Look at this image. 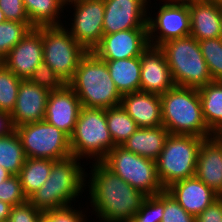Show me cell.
<instances>
[{"mask_svg": "<svg viewBox=\"0 0 222 222\" xmlns=\"http://www.w3.org/2000/svg\"><path fill=\"white\" fill-rule=\"evenodd\" d=\"M0 200L11 206L22 204L28 200L24 195L18 175H13L0 183Z\"/></svg>", "mask_w": 222, "mask_h": 222, "instance_id": "d590c367", "label": "cell"}, {"mask_svg": "<svg viewBox=\"0 0 222 222\" xmlns=\"http://www.w3.org/2000/svg\"><path fill=\"white\" fill-rule=\"evenodd\" d=\"M42 213L27 200L22 204L12 206L9 222H38Z\"/></svg>", "mask_w": 222, "mask_h": 222, "instance_id": "74e56055", "label": "cell"}, {"mask_svg": "<svg viewBox=\"0 0 222 222\" xmlns=\"http://www.w3.org/2000/svg\"><path fill=\"white\" fill-rule=\"evenodd\" d=\"M160 98L162 125L170 134L214 136L204 121L198 89L174 86Z\"/></svg>", "mask_w": 222, "mask_h": 222, "instance_id": "277c9868", "label": "cell"}, {"mask_svg": "<svg viewBox=\"0 0 222 222\" xmlns=\"http://www.w3.org/2000/svg\"><path fill=\"white\" fill-rule=\"evenodd\" d=\"M106 121L115 146H121L139 128L121 105L106 109Z\"/></svg>", "mask_w": 222, "mask_h": 222, "instance_id": "f1b7e54d", "label": "cell"}, {"mask_svg": "<svg viewBox=\"0 0 222 222\" xmlns=\"http://www.w3.org/2000/svg\"><path fill=\"white\" fill-rule=\"evenodd\" d=\"M25 11L34 27L61 26L65 15L64 0H23ZM65 11V13H64Z\"/></svg>", "mask_w": 222, "mask_h": 222, "instance_id": "cb8c5ba5", "label": "cell"}, {"mask_svg": "<svg viewBox=\"0 0 222 222\" xmlns=\"http://www.w3.org/2000/svg\"><path fill=\"white\" fill-rule=\"evenodd\" d=\"M159 48L165 54L175 86L200 89L213 81L194 37L174 38Z\"/></svg>", "mask_w": 222, "mask_h": 222, "instance_id": "5b68a950", "label": "cell"}, {"mask_svg": "<svg viewBox=\"0 0 222 222\" xmlns=\"http://www.w3.org/2000/svg\"><path fill=\"white\" fill-rule=\"evenodd\" d=\"M15 131L26 158L58 161L72 156L70 138L45 120L18 126Z\"/></svg>", "mask_w": 222, "mask_h": 222, "instance_id": "8fae6325", "label": "cell"}, {"mask_svg": "<svg viewBox=\"0 0 222 222\" xmlns=\"http://www.w3.org/2000/svg\"><path fill=\"white\" fill-rule=\"evenodd\" d=\"M220 38L222 39V22H221V33H220Z\"/></svg>", "mask_w": 222, "mask_h": 222, "instance_id": "c3c4849f", "label": "cell"}, {"mask_svg": "<svg viewBox=\"0 0 222 222\" xmlns=\"http://www.w3.org/2000/svg\"><path fill=\"white\" fill-rule=\"evenodd\" d=\"M164 212V191L147 196L134 218L128 222H161Z\"/></svg>", "mask_w": 222, "mask_h": 222, "instance_id": "d6a6232c", "label": "cell"}, {"mask_svg": "<svg viewBox=\"0 0 222 222\" xmlns=\"http://www.w3.org/2000/svg\"><path fill=\"white\" fill-rule=\"evenodd\" d=\"M87 165L89 167L86 171L90 172H86L88 198L85 200L90 201L88 210L91 216L94 214L98 222L131 221L147 195L130 186L102 162H91Z\"/></svg>", "mask_w": 222, "mask_h": 222, "instance_id": "6da1fadb", "label": "cell"}, {"mask_svg": "<svg viewBox=\"0 0 222 222\" xmlns=\"http://www.w3.org/2000/svg\"><path fill=\"white\" fill-rule=\"evenodd\" d=\"M195 176L222 197V143L215 136L203 140Z\"/></svg>", "mask_w": 222, "mask_h": 222, "instance_id": "44dd1931", "label": "cell"}, {"mask_svg": "<svg viewBox=\"0 0 222 222\" xmlns=\"http://www.w3.org/2000/svg\"><path fill=\"white\" fill-rule=\"evenodd\" d=\"M148 47V28H136L104 34L93 52L102 60H120L140 57Z\"/></svg>", "mask_w": 222, "mask_h": 222, "instance_id": "5bb4252c", "label": "cell"}, {"mask_svg": "<svg viewBox=\"0 0 222 222\" xmlns=\"http://www.w3.org/2000/svg\"><path fill=\"white\" fill-rule=\"evenodd\" d=\"M81 107L78 96L66 84L60 90L50 91L44 120L56 126L70 138L74 132Z\"/></svg>", "mask_w": 222, "mask_h": 222, "instance_id": "2e32d148", "label": "cell"}, {"mask_svg": "<svg viewBox=\"0 0 222 222\" xmlns=\"http://www.w3.org/2000/svg\"><path fill=\"white\" fill-rule=\"evenodd\" d=\"M104 61L121 95L140 91V57Z\"/></svg>", "mask_w": 222, "mask_h": 222, "instance_id": "d4e9b609", "label": "cell"}, {"mask_svg": "<svg viewBox=\"0 0 222 222\" xmlns=\"http://www.w3.org/2000/svg\"><path fill=\"white\" fill-rule=\"evenodd\" d=\"M0 9L3 11L6 20L30 22L23 0H0Z\"/></svg>", "mask_w": 222, "mask_h": 222, "instance_id": "f35d334b", "label": "cell"}, {"mask_svg": "<svg viewBox=\"0 0 222 222\" xmlns=\"http://www.w3.org/2000/svg\"><path fill=\"white\" fill-rule=\"evenodd\" d=\"M115 147L106 121V109L81 107L75 129L70 137L72 156L101 162Z\"/></svg>", "mask_w": 222, "mask_h": 222, "instance_id": "8992f818", "label": "cell"}, {"mask_svg": "<svg viewBox=\"0 0 222 222\" xmlns=\"http://www.w3.org/2000/svg\"><path fill=\"white\" fill-rule=\"evenodd\" d=\"M12 206L0 200V222L9 220Z\"/></svg>", "mask_w": 222, "mask_h": 222, "instance_id": "b9f144b4", "label": "cell"}, {"mask_svg": "<svg viewBox=\"0 0 222 222\" xmlns=\"http://www.w3.org/2000/svg\"><path fill=\"white\" fill-rule=\"evenodd\" d=\"M72 204L62 208H56L43 212L52 222H91L88 217V206L82 210L81 203L78 205ZM88 215V216H87Z\"/></svg>", "mask_w": 222, "mask_h": 222, "instance_id": "836d02e7", "label": "cell"}, {"mask_svg": "<svg viewBox=\"0 0 222 222\" xmlns=\"http://www.w3.org/2000/svg\"><path fill=\"white\" fill-rule=\"evenodd\" d=\"M33 28L35 27L30 22L6 20L0 23V61Z\"/></svg>", "mask_w": 222, "mask_h": 222, "instance_id": "f546056e", "label": "cell"}, {"mask_svg": "<svg viewBox=\"0 0 222 222\" xmlns=\"http://www.w3.org/2000/svg\"><path fill=\"white\" fill-rule=\"evenodd\" d=\"M43 62L68 84L87 51L63 26H42Z\"/></svg>", "mask_w": 222, "mask_h": 222, "instance_id": "9c48e42d", "label": "cell"}, {"mask_svg": "<svg viewBox=\"0 0 222 222\" xmlns=\"http://www.w3.org/2000/svg\"><path fill=\"white\" fill-rule=\"evenodd\" d=\"M222 6V0H216Z\"/></svg>", "mask_w": 222, "mask_h": 222, "instance_id": "681fc988", "label": "cell"}, {"mask_svg": "<svg viewBox=\"0 0 222 222\" xmlns=\"http://www.w3.org/2000/svg\"><path fill=\"white\" fill-rule=\"evenodd\" d=\"M108 169L133 188L147 196L164 191L156 168V161L139 156L122 146H115L101 161Z\"/></svg>", "mask_w": 222, "mask_h": 222, "instance_id": "ba28073f", "label": "cell"}, {"mask_svg": "<svg viewBox=\"0 0 222 222\" xmlns=\"http://www.w3.org/2000/svg\"><path fill=\"white\" fill-rule=\"evenodd\" d=\"M161 222H195V217L186 212L174 197L164 190V212Z\"/></svg>", "mask_w": 222, "mask_h": 222, "instance_id": "8d00e7d4", "label": "cell"}, {"mask_svg": "<svg viewBox=\"0 0 222 222\" xmlns=\"http://www.w3.org/2000/svg\"><path fill=\"white\" fill-rule=\"evenodd\" d=\"M198 92L204 121L214 134L222 127V81H212Z\"/></svg>", "mask_w": 222, "mask_h": 222, "instance_id": "484cf974", "label": "cell"}, {"mask_svg": "<svg viewBox=\"0 0 222 222\" xmlns=\"http://www.w3.org/2000/svg\"><path fill=\"white\" fill-rule=\"evenodd\" d=\"M149 0H104L103 33L148 28Z\"/></svg>", "mask_w": 222, "mask_h": 222, "instance_id": "4fadbf2b", "label": "cell"}, {"mask_svg": "<svg viewBox=\"0 0 222 222\" xmlns=\"http://www.w3.org/2000/svg\"><path fill=\"white\" fill-rule=\"evenodd\" d=\"M6 21L3 11L0 9V23Z\"/></svg>", "mask_w": 222, "mask_h": 222, "instance_id": "bcb514c9", "label": "cell"}, {"mask_svg": "<svg viewBox=\"0 0 222 222\" xmlns=\"http://www.w3.org/2000/svg\"><path fill=\"white\" fill-rule=\"evenodd\" d=\"M54 162L51 159L26 158L18 176L27 199L45 183Z\"/></svg>", "mask_w": 222, "mask_h": 222, "instance_id": "4316f807", "label": "cell"}, {"mask_svg": "<svg viewBox=\"0 0 222 222\" xmlns=\"http://www.w3.org/2000/svg\"><path fill=\"white\" fill-rule=\"evenodd\" d=\"M65 10L73 14L63 20V26L87 52L93 51L104 35V0H71L66 2Z\"/></svg>", "mask_w": 222, "mask_h": 222, "instance_id": "7c38bea8", "label": "cell"}, {"mask_svg": "<svg viewBox=\"0 0 222 222\" xmlns=\"http://www.w3.org/2000/svg\"><path fill=\"white\" fill-rule=\"evenodd\" d=\"M195 222H222V197L216 199L202 213L197 215Z\"/></svg>", "mask_w": 222, "mask_h": 222, "instance_id": "ab89813d", "label": "cell"}, {"mask_svg": "<svg viewBox=\"0 0 222 222\" xmlns=\"http://www.w3.org/2000/svg\"><path fill=\"white\" fill-rule=\"evenodd\" d=\"M214 136L222 143V127L214 133Z\"/></svg>", "mask_w": 222, "mask_h": 222, "instance_id": "f6af8a7d", "label": "cell"}, {"mask_svg": "<svg viewBox=\"0 0 222 222\" xmlns=\"http://www.w3.org/2000/svg\"><path fill=\"white\" fill-rule=\"evenodd\" d=\"M29 80L49 91L60 90L66 85L54 70L44 62L35 68Z\"/></svg>", "mask_w": 222, "mask_h": 222, "instance_id": "e575fe53", "label": "cell"}, {"mask_svg": "<svg viewBox=\"0 0 222 222\" xmlns=\"http://www.w3.org/2000/svg\"><path fill=\"white\" fill-rule=\"evenodd\" d=\"M1 62L21 80L29 79L43 62L42 26L31 29Z\"/></svg>", "mask_w": 222, "mask_h": 222, "instance_id": "9a60e30c", "label": "cell"}, {"mask_svg": "<svg viewBox=\"0 0 222 222\" xmlns=\"http://www.w3.org/2000/svg\"><path fill=\"white\" fill-rule=\"evenodd\" d=\"M67 85L78 96L83 107L107 109L121 103L122 95L116 89L106 62L93 51L81 58Z\"/></svg>", "mask_w": 222, "mask_h": 222, "instance_id": "3957f363", "label": "cell"}, {"mask_svg": "<svg viewBox=\"0 0 222 222\" xmlns=\"http://www.w3.org/2000/svg\"><path fill=\"white\" fill-rule=\"evenodd\" d=\"M173 1L188 3V2H192V1H205V0H173Z\"/></svg>", "mask_w": 222, "mask_h": 222, "instance_id": "7dc6e473", "label": "cell"}, {"mask_svg": "<svg viewBox=\"0 0 222 222\" xmlns=\"http://www.w3.org/2000/svg\"><path fill=\"white\" fill-rule=\"evenodd\" d=\"M180 206L196 217L220 196L196 176L177 181L165 189Z\"/></svg>", "mask_w": 222, "mask_h": 222, "instance_id": "d6986e66", "label": "cell"}, {"mask_svg": "<svg viewBox=\"0 0 222 222\" xmlns=\"http://www.w3.org/2000/svg\"><path fill=\"white\" fill-rule=\"evenodd\" d=\"M38 222H52L44 213L38 219Z\"/></svg>", "mask_w": 222, "mask_h": 222, "instance_id": "ee69618b", "label": "cell"}, {"mask_svg": "<svg viewBox=\"0 0 222 222\" xmlns=\"http://www.w3.org/2000/svg\"><path fill=\"white\" fill-rule=\"evenodd\" d=\"M15 126L12 122L11 113L0 111V137L9 135L15 131Z\"/></svg>", "mask_w": 222, "mask_h": 222, "instance_id": "60d3db41", "label": "cell"}, {"mask_svg": "<svg viewBox=\"0 0 222 222\" xmlns=\"http://www.w3.org/2000/svg\"><path fill=\"white\" fill-rule=\"evenodd\" d=\"M190 36L197 41L220 37L222 6L216 0L188 2Z\"/></svg>", "mask_w": 222, "mask_h": 222, "instance_id": "ffe728a7", "label": "cell"}, {"mask_svg": "<svg viewBox=\"0 0 222 222\" xmlns=\"http://www.w3.org/2000/svg\"><path fill=\"white\" fill-rule=\"evenodd\" d=\"M120 105L138 127L162 125L160 95L141 91L123 94Z\"/></svg>", "mask_w": 222, "mask_h": 222, "instance_id": "7402d4cb", "label": "cell"}, {"mask_svg": "<svg viewBox=\"0 0 222 222\" xmlns=\"http://www.w3.org/2000/svg\"><path fill=\"white\" fill-rule=\"evenodd\" d=\"M205 138L169 134L156 161L159 180L164 189L195 176L199 148Z\"/></svg>", "mask_w": 222, "mask_h": 222, "instance_id": "52a82bcc", "label": "cell"}, {"mask_svg": "<svg viewBox=\"0 0 222 222\" xmlns=\"http://www.w3.org/2000/svg\"><path fill=\"white\" fill-rule=\"evenodd\" d=\"M140 91L162 95L172 89L173 82L165 54L150 46L140 56Z\"/></svg>", "mask_w": 222, "mask_h": 222, "instance_id": "e0dca14e", "label": "cell"}, {"mask_svg": "<svg viewBox=\"0 0 222 222\" xmlns=\"http://www.w3.org/2000/svg\"><path fill=\"white\" fill-rule=\"evenodd\" d=\"M81 161L84 160L75 156L55 161L45 183L28 201L42 212L76 204L81 199L79 196L83 198L86 193L85 170L88 165Z\"/></svg>", "mask_w": 222, "mask_h": 222, "instance_id": "7a4b0ae2", "label": "cell"}, {"mask_svg": "<svg viewBox=\"0 0 222 222\" xmlns=\"http://www.w3.org/2000/svg\"><path fill=\"white\" fill-rule=\"evenodd\" d=\"M26 156L16 131L0 137V166L12 175H18Z\"/></svg>", "mask_w": 222, "mask_h": 222, "instance_id": "83f0119b", "label": "cell"}, {"mask_svg": "<svg viewBox=\"0 0 222 222\" xmlns=\"http://www.w3.org/2000/svg\"><path fill=\"white\" fill-rule=\"evenodd\" d=\"M20 82L21 79L0 61V111H13Z\"/></svg>", "mask_w": 222, "mask_h": 222, "instance_id": "4dcf8cb0", "label": "cell"}, {"mask_svg": "<svg viewBox=\"0 0 222 222\" xmlns=\"http://www.w3.org/2000/svg\"><path fill=\"white\" fill-rule=\"evenodd\" d=\"M169 134L163 125L139 127L121 146L139 156L156 160Z\"/></svg>", "mask_w": 222, "mask_h": 222, "instance_id": "603a6c76", "label": "cell"}, {"mask_svg": "<svg viewBox=\"0 0 222 222\" xmlns=\"http://www.w3.org/2000/svg\"><path fill=\"white\" fill-rule=\"evenodd\" d=\"M50 91L31 82L21 80L17 94V101L11 112L12 122L16 127L43 121L47 99Z\"/></svg>", "mask_w": 222, "mask_h": 222, "instance_id": "ac0fdd59", "label": "cell"}, {"mask_svg": "<svg viewBox=\"0 0 222 222\" xmlns=\"http://www.w3.org/2000/svg\"><path fill=\"white\" fill-rule=\"evenodd\" d=\"M13 176L9 171L0 166V183Z\"/></svg>", "mask_w": 222, "mask_h": 222, "instance_id": "7bdbcfd3", "label": "cell"}, {"mask_svg": "<svg viewBox=\"0 0 222 222\" xmlns=\"http://www.w3.org/2000/svg\"><path fill=\"white\" fill-rule=\"evenodd\" d=\"M213 81H222V39L220 37L198 41Z\"/></svg>", "mask_w": 222, "mask_h": 222, "instance_id": "1f68e13d", "label": "cell"}, {"mask_svg": "<svg viewBox=\"0 0 222 222\" xmlns=\"http://www.w3.org/2000/svg\"><path fill=\"white\" fill-rule=\"evenodd\" d=\"M156 1H159V4ZM151 2L149 0L147 23L150 46L159 47L168 40L190 36L188 3L173 0H154V3Z\"/></svg>", "mask_w": 222, "mask_h": 222, "instance_id": "30bf717a", "label": "cell"}]
</instances>
